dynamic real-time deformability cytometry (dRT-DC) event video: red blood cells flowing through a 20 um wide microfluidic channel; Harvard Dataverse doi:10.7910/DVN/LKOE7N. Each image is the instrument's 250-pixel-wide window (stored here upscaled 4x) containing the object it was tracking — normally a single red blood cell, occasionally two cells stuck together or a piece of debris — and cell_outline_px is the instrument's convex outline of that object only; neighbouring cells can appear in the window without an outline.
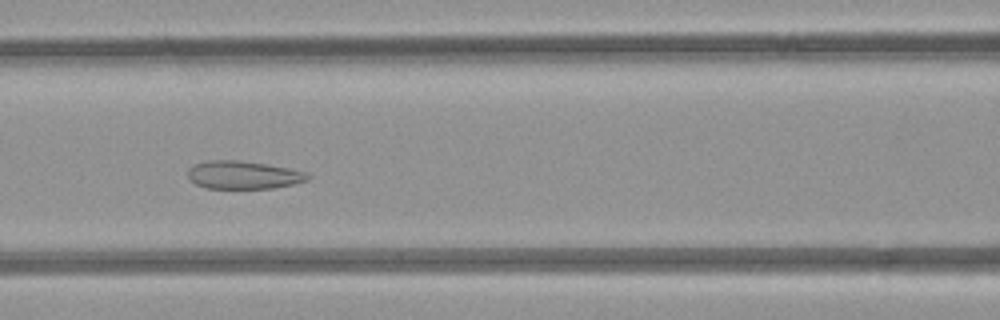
{"species": "common noctule bat (a hibernating species)", "species_latin": "Nyctalus noctula", "temperature_condition": "room temperature", "stored_images_in_passage": 7, "camera_frame_rate_fps": 3000, "um_per_image_px": 0.085, "animal": {"sex": "female", "body_mass_g": 21.9}, "frame": {"image": 1, "passage_image": 5, "time_ms": 5.333, "image_size_px": [1000, 320], "cell_outline_px": [[312, 176], [308, 180], [292, 184], [272, 188], [204, 188], [188, 180], [188, 168], [196, 164], [208, 160], [236, 160], [264, 164], [288, 168], [304, 172]], "centroid_in_image_um": [20.64, 14.87], "position_along_channel_um": 146.0, "area_um2": 19.42}}
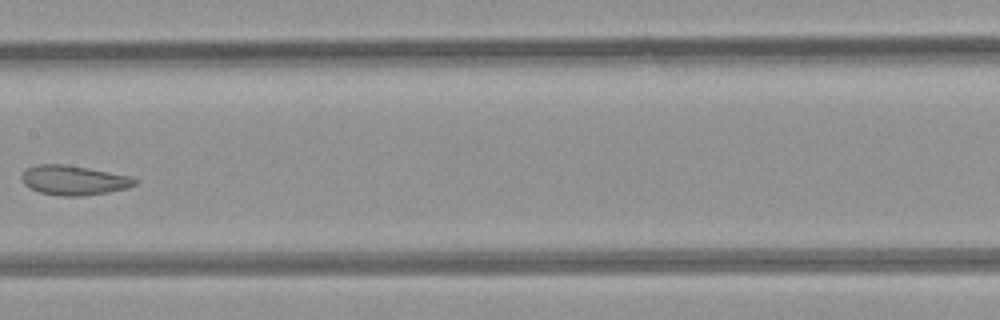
{"frame": {"image": 2, "passage_image": 6, "time_ms": 6.667, "image_size_px": [1000, 320], "cell_outline_px": [[140, 180], [136, 184], [128, 188], [108, 192], [84, 196], [60, 196], [40, 192], [24, 184], [20, 180], [20, 176], [28, 168], [36, 164], [64, 164], [88, 168], [132, 176]], "centroid_in_image_um": [6.3, 15.32], "position_along_channel_um": 201.1, "area_um2": 19.65}}
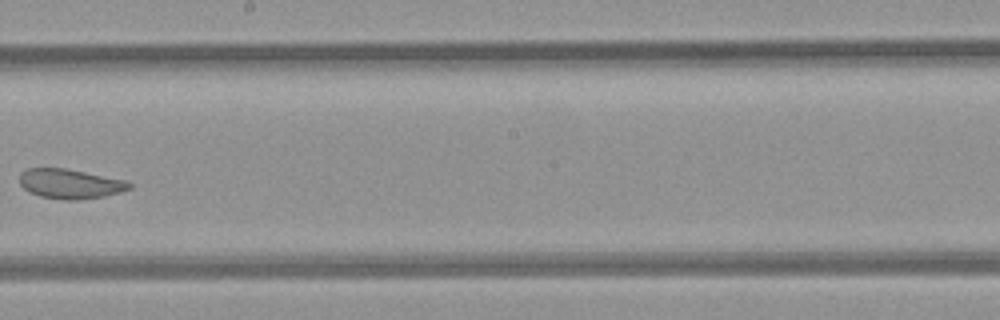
{"frame": {"image": 3, "passage_image": 7, "time_ms": 7.667, "image_size_px": [1000, 320], "cell_outline_px": [[132, 188], [120, 192], [104, 196], [80, 200], [64, 200], [40, 196], [24, 188], [20, 184], [20, 172], [28, 168], [64, 168], [128, 180], [132, 184]], "centroid_in_image_um": [6.0, 15.62], "position_along_channel_um": 242.2, "area_um2": 19.02}}